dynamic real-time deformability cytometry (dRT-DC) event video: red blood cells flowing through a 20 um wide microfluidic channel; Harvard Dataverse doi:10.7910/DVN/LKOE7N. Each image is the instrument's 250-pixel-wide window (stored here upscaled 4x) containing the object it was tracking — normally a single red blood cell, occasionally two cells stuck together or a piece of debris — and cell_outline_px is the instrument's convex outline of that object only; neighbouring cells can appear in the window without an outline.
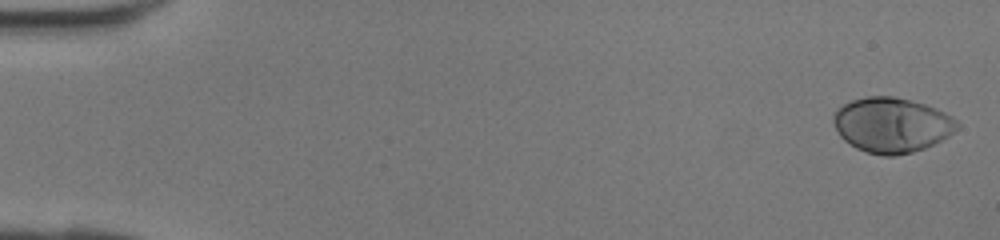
{"species": "human", "species_latin": "Homo sapiens", "temperature_condition": "room temperature", "stored_images_in_passage": 42, "camera_frame_rate_fps": 3000, "um_per_image_px": 0.085, "donor": {"sex": "female"}, "frame": {"image": 1, "passage_image": 1, "time_ms": 0.0, "image_size_px": [1000, 240], "cell_outline_px": [[960, 128], [948, 136], [924, 148], [912, 152], [896, 156], [880, 156], [856, 148], [844, 140], [840, 136], [832, 120], [832, 116], [836, 108], [852, 100], [868, 96], [892, 96], [924, 104], [936, 108], [952, 116], [960, 124]], "centroid_in_image_um": [75.79, 10.62], "position_along_channel_um": 9.2, "area_um2": 39.71}}
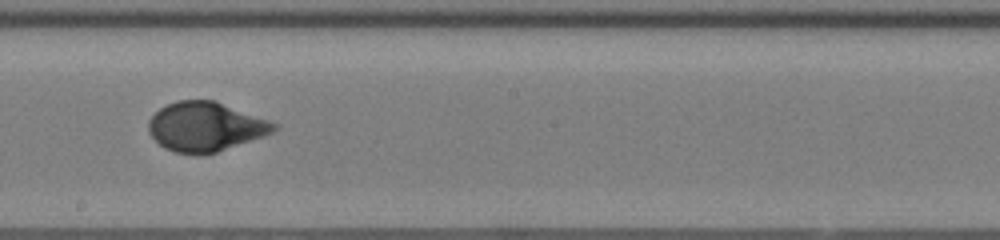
{"frame": {"image": 2, "passage_image": 24, "time_ms": 7.667, "image_size_px": [1000, 240], "cell_outline_px": [[280, 128], [264, 136], [216, 152], [176, 152], [164, 148], [148, 132], [148, 120], [160, 108], [176, 100], [216, 100], [280, 124]], "centroid_in_image_um": [17.5, 10.73], "position_along_channel_um": 230.7, "area_um2": 35.72}}
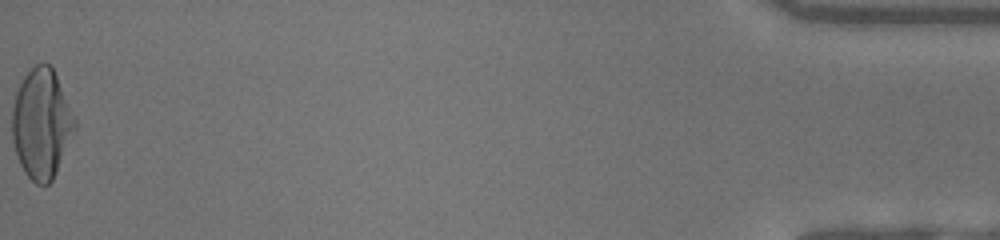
{"frame": {"image": 3, "passage_image": 42, "time_ms": 13.667, "image_size_px": [1000, 240], "cell_outline_px": [[76, 128], [52, 180], [48, 184], [36, 184], [24, 172], [20, 164], [12, 140], [12, 108], [16, 92], [24, 76], [36, 64], [48, 64], [52, 68], [56, 76], [76, 120]], "centroid_in_image_um": [3.51, 10.53], "position_along_channel_um": 431.7, "area_um2": 39.48}}